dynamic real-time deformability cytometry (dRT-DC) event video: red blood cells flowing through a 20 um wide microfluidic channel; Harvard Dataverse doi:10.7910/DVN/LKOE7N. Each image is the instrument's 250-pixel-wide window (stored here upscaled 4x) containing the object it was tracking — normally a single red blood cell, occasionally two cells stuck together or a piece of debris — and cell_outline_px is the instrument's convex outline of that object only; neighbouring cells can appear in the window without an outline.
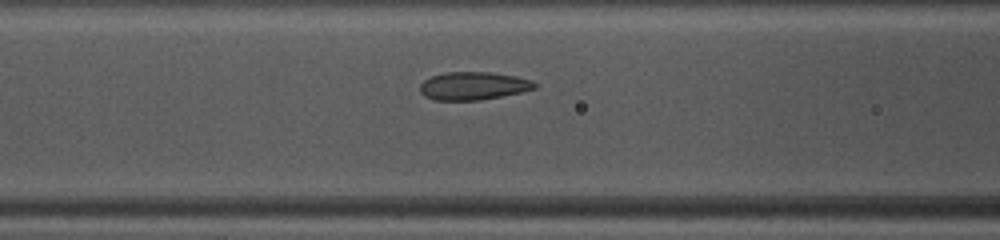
{"species": "common noctule bat (a hibernating species)", "species_latin": "Nyctalus noctula", "temperature_condition": "warm", "stored_images_in_passage": 47, "camera_frame_rate_fps": 3000, "um_per_image_px": 0.085, "animal": {"sex": "female", "body_mass_g": 10.0, "forearm_length_mm": 53.1}, "frame": {"image": 1, "passage_image": 17, "time_ms": 5.333, "image_size_px": [1000, 240], "cell_outline_px": [[536, 88], [520, 92], [480, 100], [436, 100], [424, 96], [420, 92], [420, 84], [424, 80], [432, 76], [444, 72], [492, 72], [516, 76], [532, 80], [536, 84]], "centroid_in_image_um": [40.21, 7.29], "position_along_channel_um": 126.4, "area_um2": 18.67}}
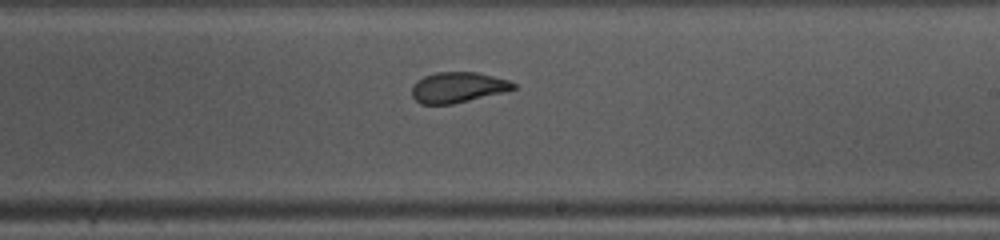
{"frame": {"image": 2, "passage_image": 26, "time_ms": 8.333, "image_size_px": [1000, 240], "cell_outline_px": [[516, 88], [504, 92], [452, 104], [420, 104], [412, 96], [412, 84], [416, 80], [424, 76], [436, 72], [476, 72], [508, 80], [516, 84]], "centroid_in_image_um": [38.88, 7.42], "position_along_channel_um": 250.1, "area_um2": 18.03}}
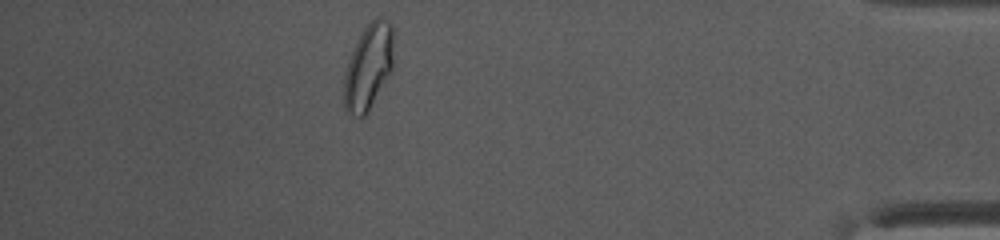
{"frame": {"image": 3, "passage_image": 41, "time_ms": 13.333, "image_size_px": [1000, 240], "cell_outline_px": [[392, 72], [368, 112], [364, 116], [352, 116], [344, 108], [344, 72], [352, 48], [356, 40], [364, 28], [376, 16], [380, 16], [388, 20], [392, 24]], "centroid_in_image_um": [31.3, 5.67], "position_along_channel_um": 403.9, "area_um2": 25.03}, "authors_computed_cell_mechanics": {"area_um2": 20.2878, "velocity_mm_per_s": 4.1287, "shape_relaxation_time_tau1_ms": null, "shape_relaxation_time_tau2_ms": 1.1955, "deformation_change_tau1": null, "deformation_change_tau2": 0.0428}}